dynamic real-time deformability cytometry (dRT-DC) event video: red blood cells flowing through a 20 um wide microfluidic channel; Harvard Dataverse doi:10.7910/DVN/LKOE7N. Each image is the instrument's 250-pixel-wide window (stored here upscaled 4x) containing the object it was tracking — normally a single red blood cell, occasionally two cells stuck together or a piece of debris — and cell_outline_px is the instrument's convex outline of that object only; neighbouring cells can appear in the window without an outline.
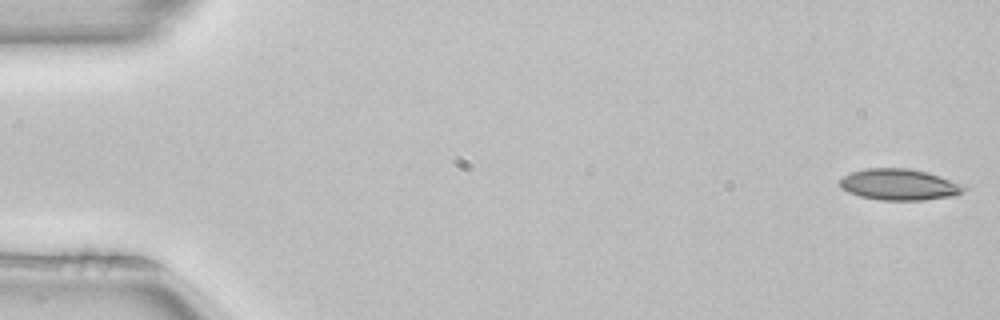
{"species": "common noctule bat (a hibernating species)", "species_latin": "Nyctalus noctula", "temperature_condition": "room temperature", "stored_images_in_passage": 51, "camera_frame_rate_fps": 3000, "um_per_image_px": 0.085, "animal": {"sex": "female", "body_mass_g": 22.7, "forearm_length_mm": 54.2}, "frame": {"image": 1, "passage_image": 1, "time_ms": 0.0, "image_size_px": [1000, 320], "cell_outline_px": [[968, 188], [964, 192], [956, 196], [920, 200], [880, 200], [860, 196], [848, 192], [840, 188], [840, 180], [844, 176], [852, 172], [864, 168], [908, 168], [924, 172], [968, 184]], "centroid_in_image_um": [76.5, 15.69], "position_along_channel_um": 8.5, "area_um2": 22.83}}
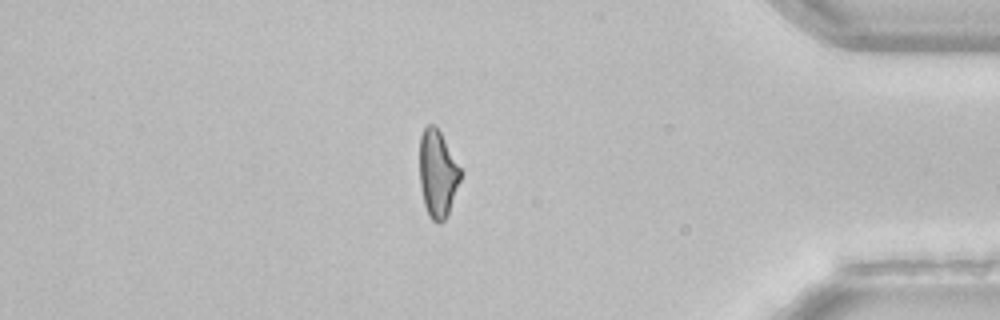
{"frame": {"image": 2, "passage_image": 44, "time_ms": 14.333, "image_size_px": [1000, 320], "cell_outline_px": [[460, 180], [448, 212], [444, 220], [440, 224], [436, 224], [428, 216], [424, 204], [420, 184], [420, 136], [424, 128], [428, 124], [436, 124], [460, 168]], "centroid_in_image_um": [37.17, 14.76], "position_along_channel_um": 398.0, "area_um2": 20.58}}
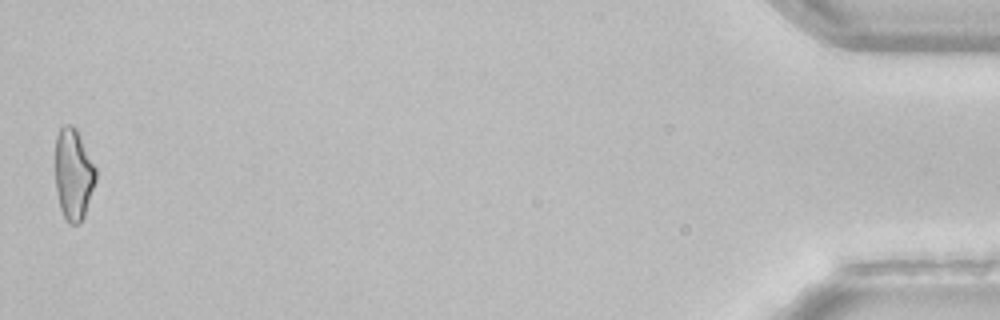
{"frame": {"image": 3, "passage_image": 51, "time_ms": 16.667, "image_size_px": [1000, 320], "cell_outline_px": [[96, 180], [84, 216], [80, 224], [68, 224], [60, 208], [56, 192], [56, 136], [60, 128], [64, 124], [72, 124], [76, 128], [96, 168]], "centroid_in_image_um": [6.24, 14.82], "position_along_channel_um": 429.0, "area_um2": 21.56}, "authors_computed_cell_mechanics": {"area_um2": 22.3686, "velocity_mm_per_s": 3.9776, "shape_relaxation_time_tau1_ms": null, "shape_relaxation_time_tau2_ms": 10.8386, "deformation_change_tau1": null, "deformation_change_tau2": 0.2343}}